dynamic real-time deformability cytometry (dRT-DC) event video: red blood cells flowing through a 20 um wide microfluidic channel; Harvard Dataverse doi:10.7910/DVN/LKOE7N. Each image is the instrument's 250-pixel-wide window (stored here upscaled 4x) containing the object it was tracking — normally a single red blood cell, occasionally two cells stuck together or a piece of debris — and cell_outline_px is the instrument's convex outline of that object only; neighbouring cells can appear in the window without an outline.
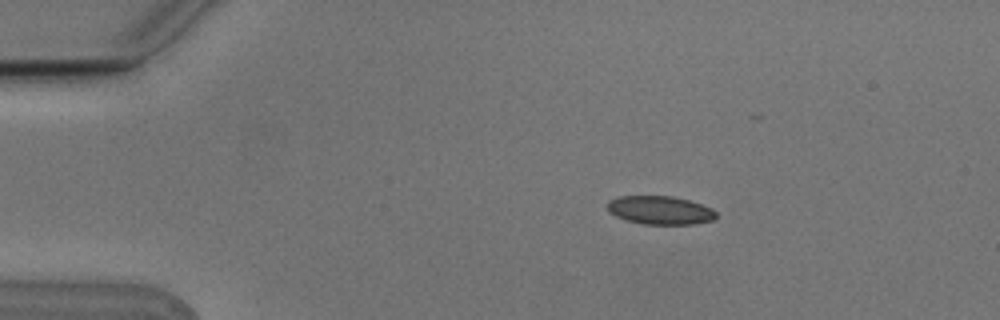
{"species": "Egyptian fruit bat (a non-hibernating species)", "species_latin": "Rousettus aegyptiacus", "temperature_condition": "cold", "stored_images_in_passage": 5, "camera_frame_rate_fps": 3000, "um_per_image_px": 0.085, "animal": {"sex": "male"}, "frame": {"image": 1, "passage_image": 2, "time_ms": 0.333, "image_size_px": [1000, 320], "cell_outline_px": [[716, 216], [712, 220], [692, 224], [644, 224], [628, 220], [616, 216], [608, 212], [608, 200], [620, 196], [672, 196], [688, 200], [712, 208], [716, 212]], "centroid_in_image_um": [56.09, 17.86], "position_along_channel_um": 28.9, "area_um2": 17.86}}